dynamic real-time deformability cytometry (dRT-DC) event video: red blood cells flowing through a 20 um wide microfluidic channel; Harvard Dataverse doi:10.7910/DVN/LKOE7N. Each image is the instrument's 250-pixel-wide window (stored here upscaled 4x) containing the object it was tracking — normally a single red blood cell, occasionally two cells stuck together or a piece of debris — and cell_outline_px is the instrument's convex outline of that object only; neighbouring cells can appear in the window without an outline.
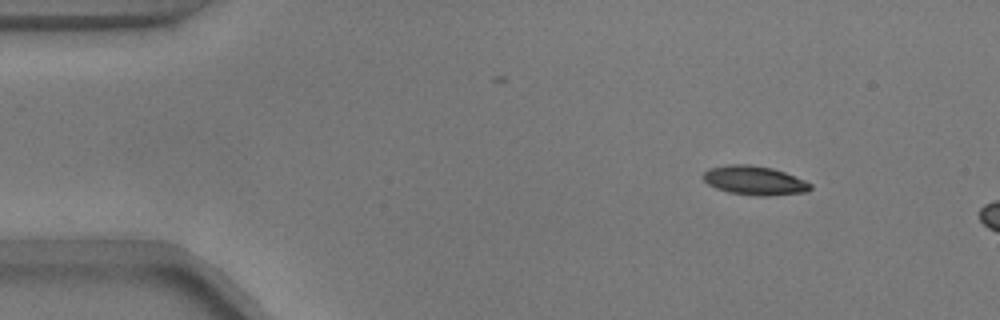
{"species": "common noctule bat (a hibernating species)", "species_latin": "Nyctalus noctula", "temperature_condition": "warm", "stored_images_in_passage": 7, "camera_frame_rate_fps": 3000, "um_per_image_px": 0.085, "animal": {"sex": "male", "body_mass_g": 17.9}, "frame": {"image": 1, "passage_image": 1, "time_ms": 0.0, "image_size_px": [1000, 320], "cell_outline_px": [[812, 188], [808, 192], [768, 196], [756, 196], [728, 192], [716, 188], [708, 184], [704, 180], [704, 172], [708, 168], [728, 164], [748, 164], [772, 168], [784, 172], [804, 180], [812, 184]], "centroid_in_image_um": [64.14, 15.34], "position_along_channel_um": 20.9, "area_um2": 18.21}}